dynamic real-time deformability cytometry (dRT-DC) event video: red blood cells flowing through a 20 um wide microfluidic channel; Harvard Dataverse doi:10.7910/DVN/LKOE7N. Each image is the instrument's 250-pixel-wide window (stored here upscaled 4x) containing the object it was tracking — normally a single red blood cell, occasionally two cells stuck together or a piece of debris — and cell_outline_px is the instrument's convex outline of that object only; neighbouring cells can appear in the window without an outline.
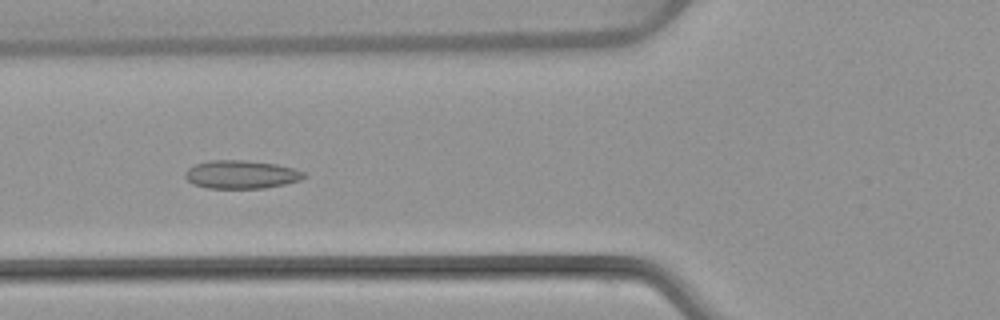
{"species": "common noctule bat (a hibernating species)", "species_latin": "Nyctalus noctula", "temperature_condition": "warm", "stored_images_in_passage": 5, "camera_frame_rate_fps": 3000, "um_per_image_px": 0.085, "animal": {"sex": "female", "body_mass_g": 22.7, "forearm_length_mm": 54.2}, "frame": {"image": 1, "passage_image": 5, "time_ms": 4.667, "image_size_px": [1000, 320], "cell_outline_px": [[308, 176], [300, 180], [284, 184], [264, 188], [208, 188], [192, 184], [184, 176], [184, 172], [188, 168], [196, 164], [208, 160], [244, 160], [276, 164], [292, 168], [304, 172]], "centroid_in_image_um": [20.48, 14.83], "position_along_channel_um": 105.3, "area_um2": 19.59}}